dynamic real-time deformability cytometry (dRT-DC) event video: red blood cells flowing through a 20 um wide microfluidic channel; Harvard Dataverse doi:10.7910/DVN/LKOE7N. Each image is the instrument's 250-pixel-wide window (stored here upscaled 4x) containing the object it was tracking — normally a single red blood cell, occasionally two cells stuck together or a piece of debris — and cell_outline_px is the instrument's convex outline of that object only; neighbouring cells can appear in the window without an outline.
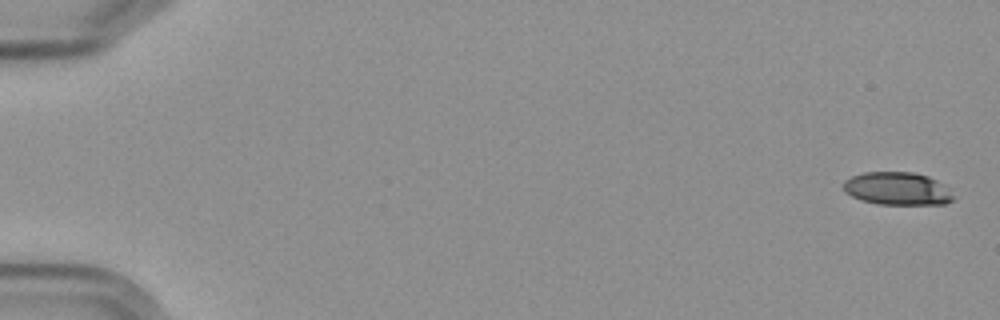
{"species": "Egyptian fruit bat (a non-hibernating species)", "species_latin": "Rousettus aegyptiacus", "temperature_condition": "cold", "stored_images_in_passage": 7, "segment_of_instrument_passage": [1, 2], "camera_frame_rate_fps": 3000, "um_per_image_px": 0.085, "frame": {"image": 1, "passage_image": 1, "time_ms": 0.0, "image_size_px": [1000, 320], "cell_outline_px": [[956, 196], [952, 200], [944, 204], [880, 204], [860, 200], [844, 192], [844, 180], [852, 176], [864, 172], [912, 172], [928, 176], [944, 184]], "centroid_in_image_um": [76.29, 16.03], "position_along_channel_um": 8.7, "area_um2": 21.15}}
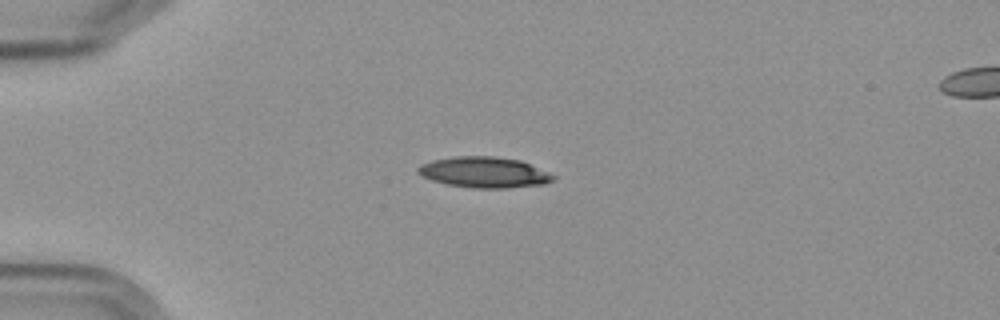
{"frame": {"image": 2, "passage_image": 5, "time_ms": 4.667, "image_size_px": [1000, 320], "cell_outline_px": [[556, 176], [552, 180], [544, 184], [508, 188], [472, 188], [448, 184], [432, 180], [416, 172], [416, 168], [420, 164], [432, 160], [452, 156], [496, 156], [520, 160], [548, 172]], "centroid_in_image_um": [41.13, 14.64], "position_along_channel_um": 43.9, "area_um2": 24.28}}